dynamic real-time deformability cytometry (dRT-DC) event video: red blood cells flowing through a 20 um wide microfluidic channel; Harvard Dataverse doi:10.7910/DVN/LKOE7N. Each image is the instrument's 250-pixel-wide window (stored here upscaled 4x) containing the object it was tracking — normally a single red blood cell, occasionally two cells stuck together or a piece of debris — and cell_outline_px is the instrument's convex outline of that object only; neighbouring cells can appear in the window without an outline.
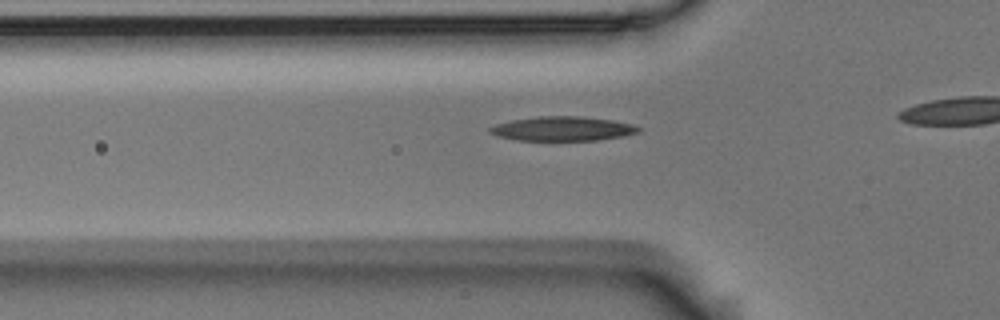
{"species": "Egyptian fruit bat (a non-hibernating species)", "species_latin": "Rousettus aegyptiacus", "temperature_condition": "room temperature", "stored_images_in_passage": 31, "camera_frame_rate_fps": 3000, "um_per_image_px": 0.085, "animal": {"sex": "male"}, "frame": {"image": 1, "passage_image": 6, "time_ms": 1.667, "image_size_px": [1000, 320], "cell_outline_px": [[640, 132], [624, 136], [600, 140], [516, 140], [496, 136], [488, 132], [488, 128], [496, 124], [512, 120], [540, 116], [580, 116], [612, 120], [632, 124], [640, 128]], "centroid_in_image_um": [47.81, 10.94], "position_along_channel_um": 78.0, "area_um2": 21.1}}
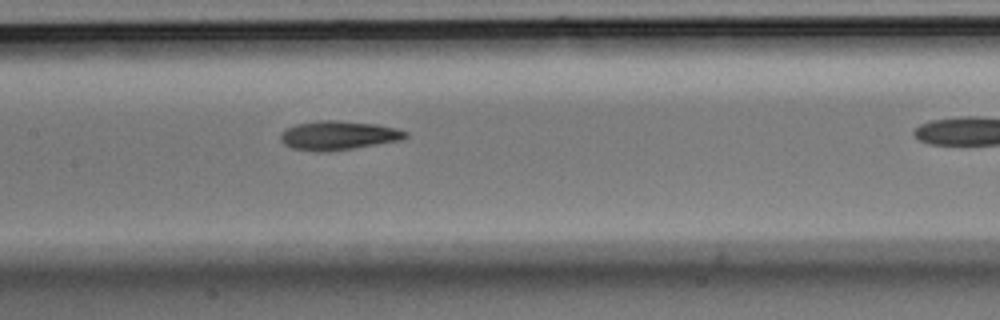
{"frame": {"image": 2, "passage_image": 14, "time_ms": 4.333, "image_size_px": [1000, 320], "cell_outline_px": [[408, 136], [400, 140], [328, 152], [312, 152], [292, 148], [284, 144], [280, 140], [280, 132], [296, 124], [320, 120], [336, 120], [376, 124], [396, 128], [408, 132]], "centroid_in_image_um": [28.72, 11.51], "position_along_channel_um": 178.7, "area_um2": 21.15}}
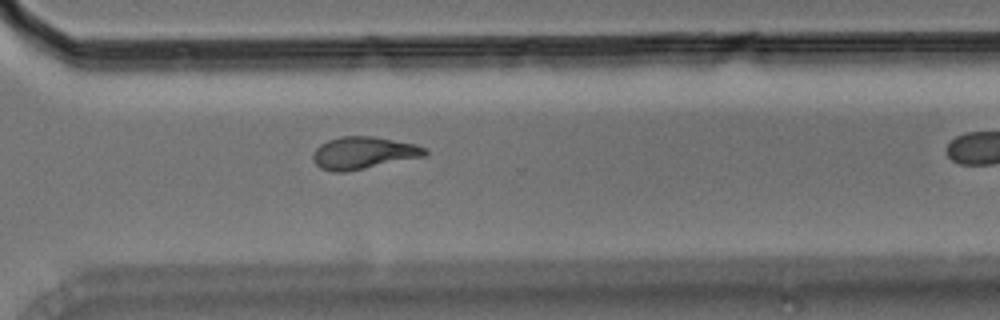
{"frame": {"image": 3, "passage_image": 27, "time_ms": 8.667, "image_size_px": [1000, 320], "cell_outline_px": [[428, 152], [424, 156], [348, 172], [332, 172], [320, 168], [312, 160], [312, 152], [320, 144], [328, 140], [340, 136], [372, 136], [416, 144], [428, 148]], "centroid_in_image_um": [30.86, 13.0], "position_along_channel_um": 339.7, "area_um2": 21.27}}